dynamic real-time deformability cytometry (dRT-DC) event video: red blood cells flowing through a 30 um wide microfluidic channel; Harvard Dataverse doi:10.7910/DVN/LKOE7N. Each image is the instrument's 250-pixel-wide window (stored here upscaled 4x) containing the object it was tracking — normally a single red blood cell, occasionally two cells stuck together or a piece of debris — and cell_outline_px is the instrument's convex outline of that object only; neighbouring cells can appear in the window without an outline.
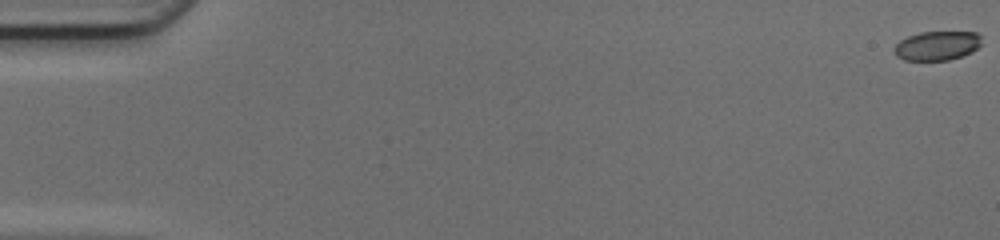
{"species": "common noctule bat (a hibernating species)", "species_latin": "Nyctalus noctula", "temperature_condition": "cold", "stored_images_in_passage": 17, "camera_frame_rate_fps": 3000, "um_per_image_px": 0.085, "animal": {"sex": "female", "body_mass_g": 17.0, "forearm_length_mm": 48.0}, "frame": {"image": 1, "passage_image": 1, "time_ms": 0.0, "image_size_px": [1000, 240], "cell_outline_px": [[980, 44], [972, 52], [948, 60], [904, 60], [896, 56], [892, 52], [892, 48], [900, 40], [908, 36], [920, 32], [976, 32], [980, 36]], "centroid_in_image_um": [79.59, 3.88], "position_along_channel_um": 5.4, "area_um2": 14.85}}
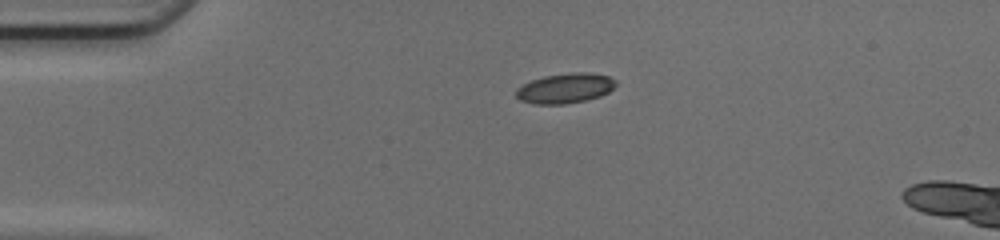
{"frame": {"image": 2, "passage_image": 13, "time_ms": 4.0, "image_size_px": [1000, 240], "cell_outline_px": [[616, 84], [608, 92], [600, 96], [588, 100], [564, 104], [536, 104], [520, 100], [516, 96], [516, 88], [532, 80], [544, 76], [576, 72], [588, 72], [608, 76], [616, 80]], "centroid_in_image_um": [48.04, 7.5], "position_along_channel_um": 37.0, "area_um2": 17.34}}